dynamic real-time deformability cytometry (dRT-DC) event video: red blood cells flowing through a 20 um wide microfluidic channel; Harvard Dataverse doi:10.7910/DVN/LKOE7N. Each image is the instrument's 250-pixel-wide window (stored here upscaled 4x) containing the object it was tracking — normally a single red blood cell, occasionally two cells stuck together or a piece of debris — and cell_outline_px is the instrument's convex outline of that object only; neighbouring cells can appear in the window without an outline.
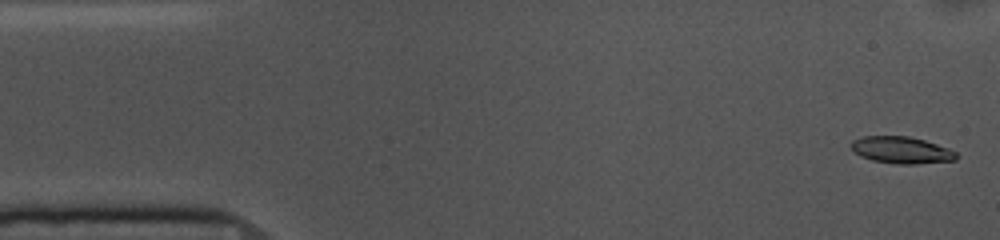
{"species": "common noctule bat (a hibernating species)", "species_latin": "Nyctalus noctula", "temperature_condition": "cold", "stored_images_in_passage": 54, "camera_frame_rate_fps": 3000, "um_per_image_px": 0.085, "animal": {"sex": "female", "body_mass_g": 10.0, "forearm_length_mm": 53.1}, "frame": {"image": 1, "passage_image": 2, "time_ms": 0.333, "image_size_px": [1000, 240], "cell_outline_px": [[956, 160], [916, 164], [900, 164], [872, 160], [860, 156], [848, 144], [852, 140], [864, 136], [908, 136], [924, 140], [948, 148], [956, 152]], "centroid_in_image_um": [76.6, 12.75], "position_along_channel_um": 8.4, "area_um2": 16.36}}
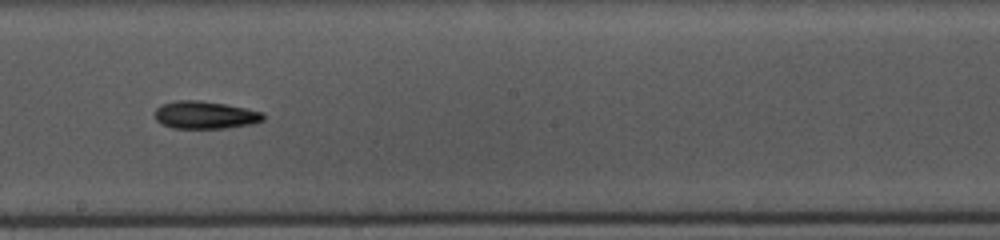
{"frame": {"image": 2, "passage_image": 29, "time_ms": 9.333, "image_size_px": [1000, 240], "cell_outline_px": [[264, 120], [256, 124], [228, 128], [172, 128], [160, 124], [156, 120], [156, 108], [160, 104], [176, 100], [200, 100], [224, 104], [264, 112]], "centroid_in_image_um": [17.44, 9.78], "position_along_channel_um": 230.8, "area_um2": 17.69}}
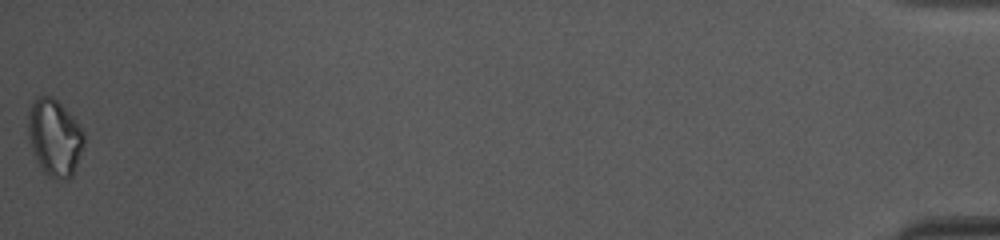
{"frame": {"image": 3, "passage_image": 54, "time_ms": 17.667, "image_size_px": [1000, 240], "cell_outline_px": [[84, 144], [72, 176], [68, 180], [60, 180], [48, 176], [44, 172], [32, 152], [28, 140], [28, 112], [36, 96], [52, 96], [72, 116], [84, 132]], "centroid_in_image_um": [4.62, 11.71], "position_along_channel_um": 430.6, "area_um2": 24.97}, "authors_computed_cell_mechanics": {"area_um2": 17.0799, "velocity_mm_per_s": 3.6592, "shape_relaxation_time_tau1_ms": 5.6972, "shape_relaxation_time_tau2_ms": null, "deformation_change_tau1": 0.1175, "deformation_change_tau2": null}}